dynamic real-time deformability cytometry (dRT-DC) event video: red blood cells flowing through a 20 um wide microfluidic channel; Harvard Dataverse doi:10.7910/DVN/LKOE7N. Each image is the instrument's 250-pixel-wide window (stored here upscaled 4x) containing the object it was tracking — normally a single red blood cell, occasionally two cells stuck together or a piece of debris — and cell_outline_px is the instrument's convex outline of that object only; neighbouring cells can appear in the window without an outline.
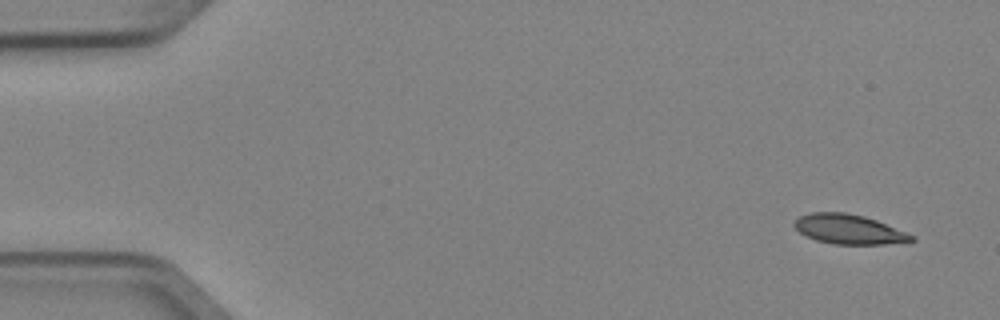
{"species": "Egyptian fruit bat (a non-hibernating species)", "species_latin": "Rousettus aegyptiacus", "temperature_condition": "cold", "stored_images_in_passage": 4, "camera_frame_rate_fps": 3000, "um_per_image_px": 0.085, "animal": {"sex": "female"}, "frame": {"image": 1, "passage_image": 1, "time_ms": 0.0, "image_size_px": [1000, 320], "cell_outline_px": [[916, 240], [884, 244], [832, 244], [816, 240], [800, 232], [792, 224], [800, 216], [812, 212], [844, 212], [864, 216], [876, 220], [916, 236]], "centroid_in_image_um": [72.16, 19.48], "position_along_channel_um": 12.8, "area_um2": 20.06}}
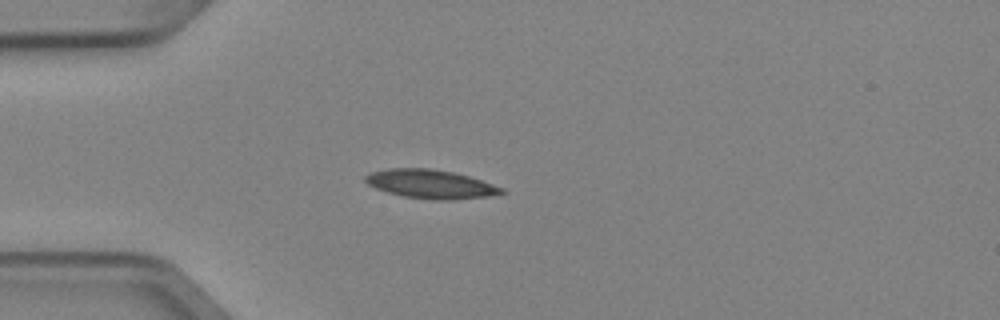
{"frame": {"image": 2, "passage_image": 4, "time_ms": 1.0, "image_size_px": [1000, 320], "cell_outline_px": [[508, 192], [488, 196], [452, 200], [432, 200], [404, 196], [388, 192], [376, 188], [368, 184], [364, 180], [364, 176], [372, 172], [388, 168], [428, 168], [452, 172], [468, 176], [504, 188]], "centroid_in_image_um": [36.61, 15.65], "position_along_channel_um": 48.4, "area_um2": 22.72}}